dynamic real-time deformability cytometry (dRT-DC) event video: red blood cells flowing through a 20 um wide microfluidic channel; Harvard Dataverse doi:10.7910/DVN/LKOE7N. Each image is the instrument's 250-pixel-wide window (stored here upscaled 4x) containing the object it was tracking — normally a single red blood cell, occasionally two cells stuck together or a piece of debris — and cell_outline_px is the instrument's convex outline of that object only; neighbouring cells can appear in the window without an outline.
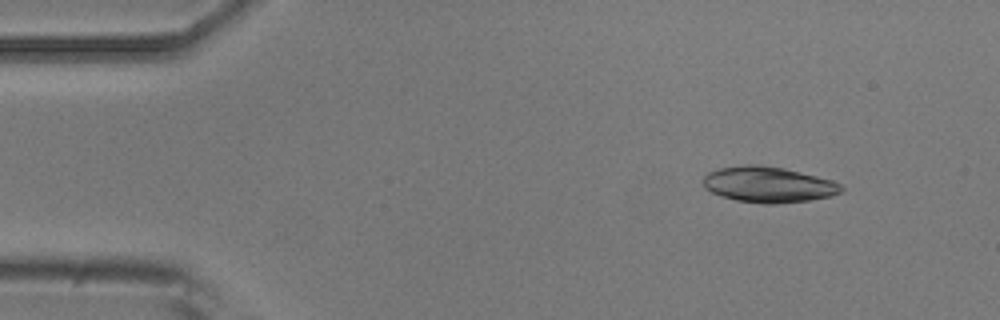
{"species": "common noctule bat (a hibernating species)", "species_latin": "Nyctalus noctula", "temperature_condition": "room temperature", "stored_images_in_passage": 51, "camera_frame_rate_fps": 3000, "um_per_image_px": 0.085, "animal": {"sex": "male", "body_mass_g": 20.5, "forearm_length_mm": 52.5}, "frame": {"image": 1, "passage_image": 6, "time_ms": 1.667, "image_size_px": [1000, 320], "cell_outline_px": [[844, 188], [840, 192], [832, 196], [808, 200], [776, 204], [764, 204], [736, 200], [720, 196], [704, 188], [704, 176], [708, 172], [716, 168], [744, 164], [760, 164], [784, 168], [832, 180], [840, 184]], "centroid_in_image_um": [65.28, 15.68], "position_along_channel_um": 19.7, "area_um2": 28.96}}